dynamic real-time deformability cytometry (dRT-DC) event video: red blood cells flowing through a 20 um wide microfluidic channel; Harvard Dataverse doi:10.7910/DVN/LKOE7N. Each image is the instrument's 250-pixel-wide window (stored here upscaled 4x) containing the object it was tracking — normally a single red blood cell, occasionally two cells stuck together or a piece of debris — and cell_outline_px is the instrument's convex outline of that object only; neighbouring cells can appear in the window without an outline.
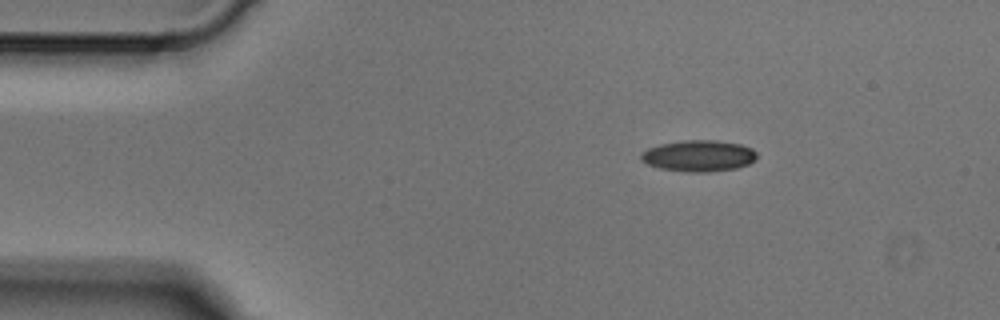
{"species": "Egyptian fruit bat (a non-hibernating species)", "species_latin": "Rousettus aegyptiacus", "temperature_condition": "cold", "stored_images_in_passage": 2, "camera_frame_rate_fps": 3000, "um_per_image_px": 0.085, "animal": {"sex": "male"}, "frame": {"image": 1, "passage_image": 1, "time_ms": 0.0, "image_size_px": [1000, 320], "cell_outline_px": [[756, 160], [748, 164], [736, 168], [708, 172], [692, 172], [660, 168], [648, 164], [640, 160], [640, 152], [648, 148], [660, 144], [684, 140], [716, 140], [740, 144], [752, 148], [756, 152]], "centroid_in_image_um": [59.38, 13.24], "position_along_channel_um": 25.6, "area_um2": 21.15}}